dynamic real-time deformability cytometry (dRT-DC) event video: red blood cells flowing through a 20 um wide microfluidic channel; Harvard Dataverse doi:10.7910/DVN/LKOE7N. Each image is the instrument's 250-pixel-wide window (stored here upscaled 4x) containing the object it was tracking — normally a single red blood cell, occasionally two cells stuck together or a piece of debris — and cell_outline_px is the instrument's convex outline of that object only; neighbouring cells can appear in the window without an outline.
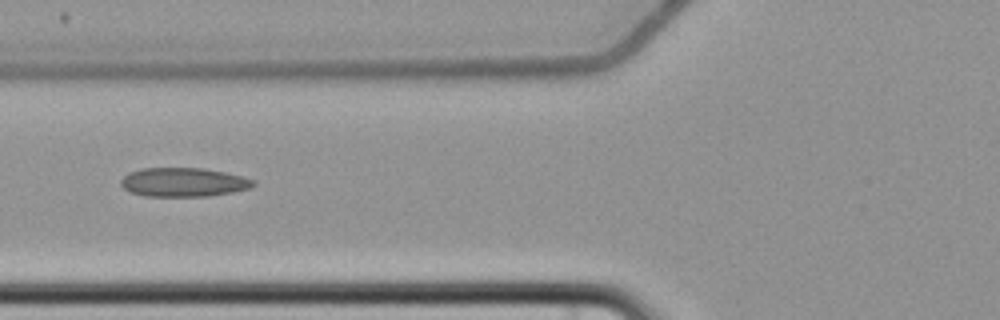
{"species": "common noctule bat (a hibernating species)", "species_latin": "Nyctalus noctula", "temperature_condition": "cold", "stored_images_in_passage": 8, "camera_frame_rate_fps": 3000, "um_per_image_px": 0.085, "animal": {"sex": "female", "body_mass_g": 22.7, "forearm_length_mm": 54.2}, "frame": {"image": 1, "passage_image": 6, "time_ms": 7.0, "image_size_px": [1000, 320], "cell_outline_px": [[256, 184], [248, 188], [232, 192], [208, 196], [144, 196], [132, 192], [124, 188], [120, 184], [120, 180], [128, 172], [140, 168], [204, 168], [224, 172], [256, 180]], "centroid_in_image_um": [15.57, 15.48], "position_along_channel_um": 110.2, "area_um2": 22.31}}
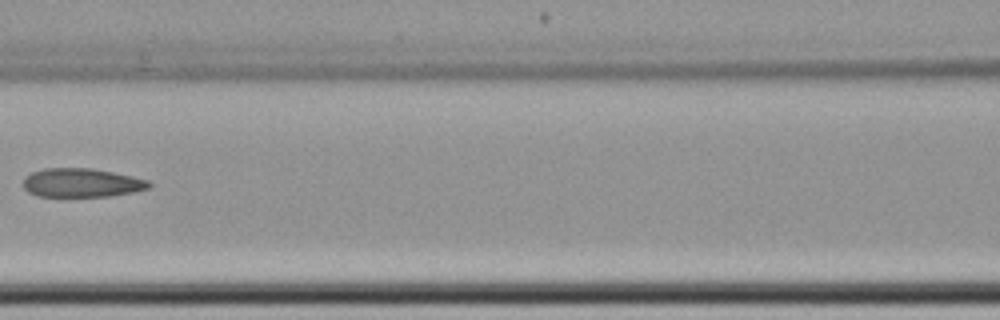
{"frame": {"image": 2, "passage_image": 7, "time_ms": 8.333, "image_size_px": [1000, 320], "cell_outline_px": [[152, 184], [148, 188], [132, 192], [112, 196], [36, 196], [28, 192], [24, 188], [24, 176], [32, 172], [44, 168], [92, 168], [132, 176], [148, 180]], "centroid_in_image_um": [6.92, 15.53], "position_along_channel_um": 159.7, "area_um2": 21.1}}
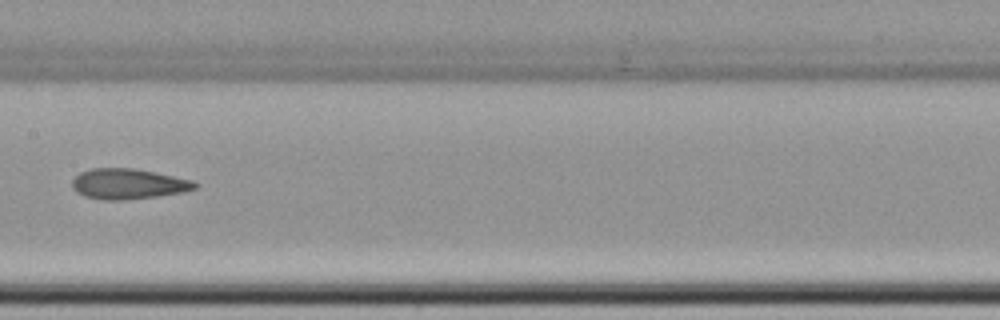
{"frame": {"image": 3, "passage_image": 8, "time_ms": 9.333, "image_size_px": [1000, 320], "cell_outline_px": [[200, 184], [196, 188], [180, 192], [156, 196], [124, 200], [100, 200], [84, 196], [76, 192], [72, 188], [72, 180], [80, 172], [88, 168], [132, 168], [156, 172], [192, 180]], "centroid_in_image_um": [10.86, 15.63], "position_along_channel_um": 196.5, "area_um2": 21.85}}